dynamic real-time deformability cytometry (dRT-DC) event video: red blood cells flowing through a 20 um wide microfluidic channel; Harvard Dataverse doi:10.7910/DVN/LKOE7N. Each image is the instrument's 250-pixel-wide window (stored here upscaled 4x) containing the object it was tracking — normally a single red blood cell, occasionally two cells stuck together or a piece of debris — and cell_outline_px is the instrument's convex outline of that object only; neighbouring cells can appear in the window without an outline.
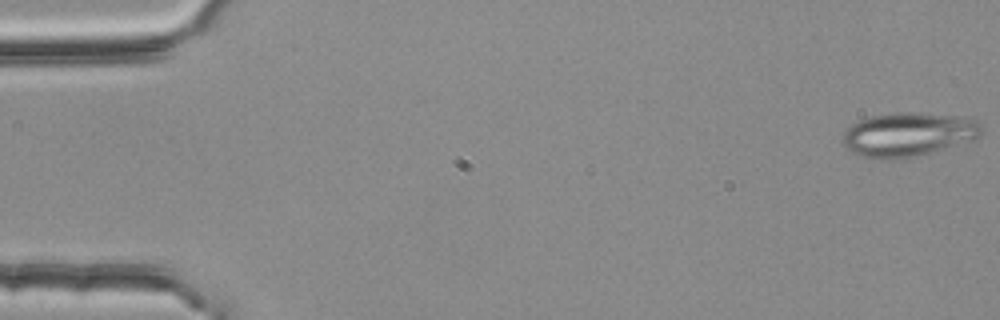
{"species": "common noctule bat (a hibernating species)", "species_latin": "Nyctalus noctula", "temperature_condition": "room temperature", "stored_images_in_passage": 54, "camera_frame_rate_fps": 3000, "um_per_image_px": 0.085, "animal": {"sex": "female", "body_mass_g": 25.1}, "frame": {"image": 1, "passage_image": 1, "time_ms": 0.0, "image_size_px": [1000, 320], "cell_outline_px": [[984, 132], [980, 136], [972, 140], [900, 160], [872, 160], [856, 156], [844, 144], [844, 132], [848, 124], [872, 116], [896, 112], [916, 112], [956, 116], [972, 120], [980, 124]], "centroid_in_image_um": [77.13, 11.45], "position_along_channel_um": 7.9, "area_um2": 35.72}}
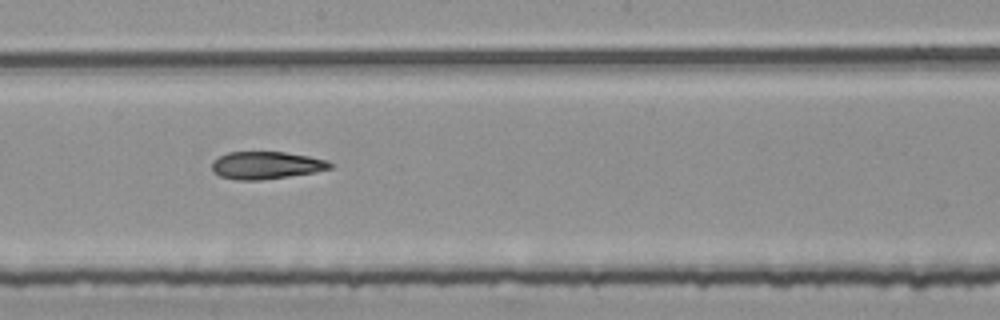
{"frame": {"image": 2, "passage_image": 30, "time_ms": 9.667, "image_size_px": [1000, 320], "cell_outline_px": [[332, 168], [316, 172], [260, 180], [236, 180], [220, 176], [212, 168], [212, 160], [228, 152], [284, 152], [308, 156], [328, 160], [332, 164]], "centroid_in_image_um": [22.64, 14.04], "position_along_channel_um": 225.6, "area_um2": 18.84}}
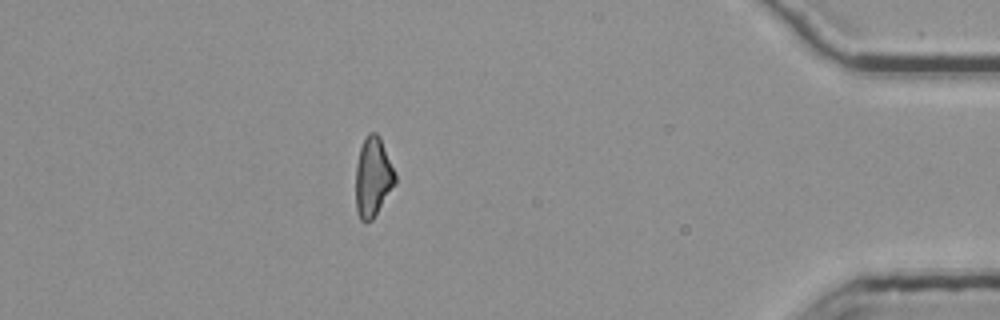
{"frame": {"image": 3, "passage_image": 48, "time_ms": 15.667, "image_size_px": [1000, 320], "cell_outline_px": [[396, 184], [372, 220], [360, 220], [356, 208], [356, 164], [360, 148], [368, 132], [376, 132], [380, 136], [396, 176]], "centroid_in_image_um": [31.7, 15.04], "position_along_channel_um": 403.5, "area_um2": 18.15}, "authors_computed_cell_mechanics": {"area_um2": 19.5653, "velocity_mm_per_s": 3.7765, "shape_relaxation_time_tau1_ms": null, "shape_relaxation_time_tau2_ms": 3.063, "deformation_change_tau1": null, "deformation_change_tau2": 0.1229}}